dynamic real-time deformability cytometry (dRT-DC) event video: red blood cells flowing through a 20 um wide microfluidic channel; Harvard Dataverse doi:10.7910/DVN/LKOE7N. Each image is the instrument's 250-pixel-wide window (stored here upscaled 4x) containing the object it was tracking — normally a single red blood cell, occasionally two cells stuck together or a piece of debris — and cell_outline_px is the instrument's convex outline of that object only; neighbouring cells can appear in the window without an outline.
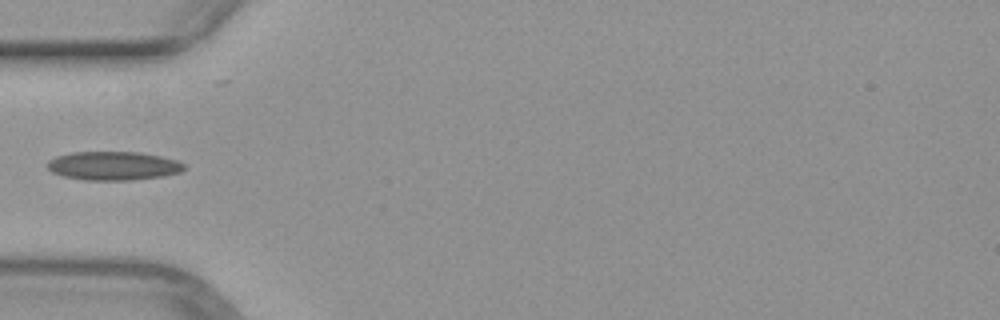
{"species": "common noctule bat (a hibernating species)", "species_latin": "Nyctalus noctula", "temperature_condition": "warm", "stored_images_in_passage": 13, "camera_frame_rate_fps": 3000, "um_per_image_px": 0.085, "animal": {"sex": "female", "body_mass_g": 29.2, "forearm_length_mm": 56.3}, "frame": {"image": 1, "passage_image": 1, "time_ms": 0.0, "image_size_px": [1000, 320], "cell_outline_px": [[184, 168], [180, 172], [164, 176], [132, 180], [84, 180], [64, 176], [52, 172], [48, 168], [48, 160], [56, 156], [72, 152], [140, 152], [160, 156], [176, 160], [184, 164]], "centroid_in_image_um": [9.63, 14.09], "position_along_channel_um": 75.4, "area_um2": 22.83}}
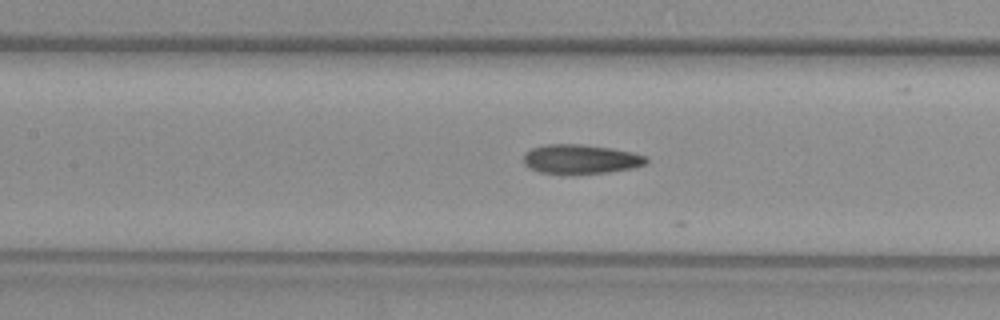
{"frame": {"image": 2, "passage_image": 7, "time_ms": 2.0, "image_size_px": [1000, 320], "cell_outline_px": [[648, 164], [632, 168], [608, 172], [572, 176], [568, 176], [540, 172], [528, 168], [524, 164], [524, 156], [532, 148], [548, 144], [576, 144], [608, 148], [632, 152], [648, 156]], "centroid_in_image_um": [49.36, 13.57], "position_along_channel_um": 158.0, "area_um2": 21.39}}
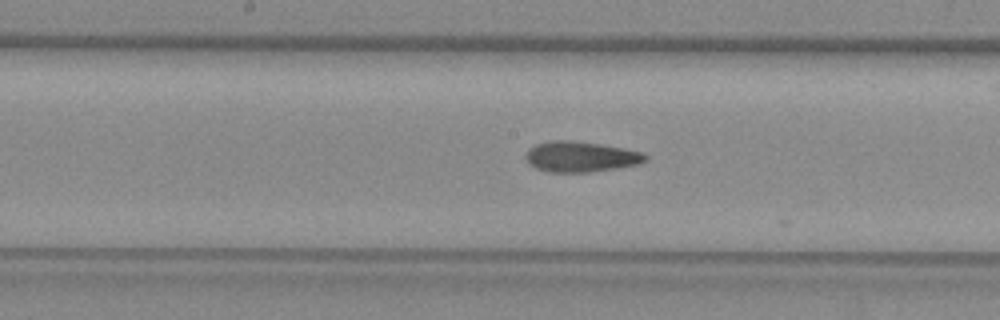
{"frame": {"image": 3, "passage_image": 10, "time_ms": 3.0, "image_size_px": [1000, 320], "cell_outline_px": [[648, 160], [636, 164], [616, 168], [588, 172], [548, 172], [536, 168], [528, 164], [524, 156], [528, 148], [536, 144], [552, 140], [568, 140], [600, 144], [644, 152], [648, 156]], "centroid_in_image_um": [49.32, 13.32], "position_along_channel_um": 198.9, "area_um2": 21.33}}